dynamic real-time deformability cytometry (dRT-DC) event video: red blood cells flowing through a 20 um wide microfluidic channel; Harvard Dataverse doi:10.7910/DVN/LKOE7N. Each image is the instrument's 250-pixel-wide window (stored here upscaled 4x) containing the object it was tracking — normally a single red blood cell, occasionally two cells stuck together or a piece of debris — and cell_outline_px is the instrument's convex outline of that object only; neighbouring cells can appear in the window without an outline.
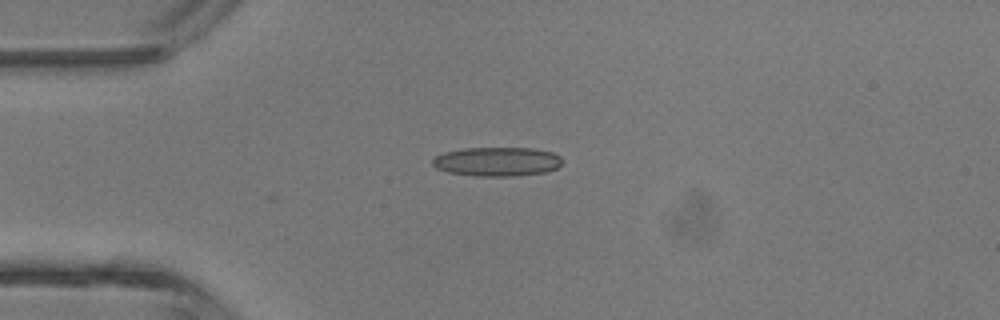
{"species": "common noctule bat (a hibernating species)", "species_latin": "Nyctalus noctula", "temperature_condition": "room temperature", "stored_images_in_passage": 1, "camera_frame_rate_fps": 3000, "um_per_image_px": 0.085, "animal": {"sex": "male", "body_mass_g": 13.3}, "frame": {"image": 1, "passage_image": 1, "time_ms": 0.0, "image_size_px": [1000, 320], "cell_outline_px": [[560, 164], [556, 168], [544, 172], [516, 176], [476, 176], [448, 172], [436, 168], [432, 164], [432, 160], [436, 156], [444, 152], [464, 148], [532, 148], [552, 152], [560, 156]], "centroid_in_image_um": [42.22, 13.73], "position_along_channel_um": 42.8, "area_um2": 21.91}}